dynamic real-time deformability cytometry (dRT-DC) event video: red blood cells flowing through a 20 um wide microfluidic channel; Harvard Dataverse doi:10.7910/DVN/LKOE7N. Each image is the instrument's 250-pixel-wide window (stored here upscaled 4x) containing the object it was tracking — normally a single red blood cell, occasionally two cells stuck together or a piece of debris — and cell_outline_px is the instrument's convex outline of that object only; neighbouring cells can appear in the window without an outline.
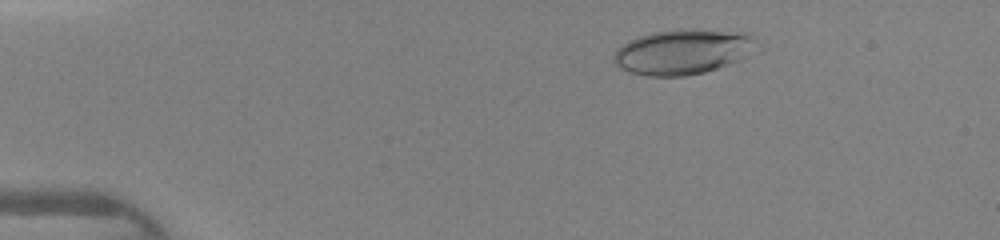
{"species": "human", "species_latin": "Homo sapiens", "temperature_condition": "warm", "stored_images_in_passage": 46, "camera_frame_rate_fps": 3000, "um_per_image_px": 0.085, "donor": {"sex": "female"}, "frame": {"image": 1, "passage_image": 8, "time_ms": 2.333, "image_size_px": [1000, 240], "cell_outline_px": [[764, 52], [704, 72], [684, 76], [648, 76], [632, 72], [620, 68], [612, 60], [616, 52], [628, 40], [652, 32], [676, 28], [700, 28], [748, 32], [756, 36], [764, 48]], "centroid_in_image_um": [58.26, 4.36], "position_along_channel_um": 26.7, "area_um2": 38.96}}
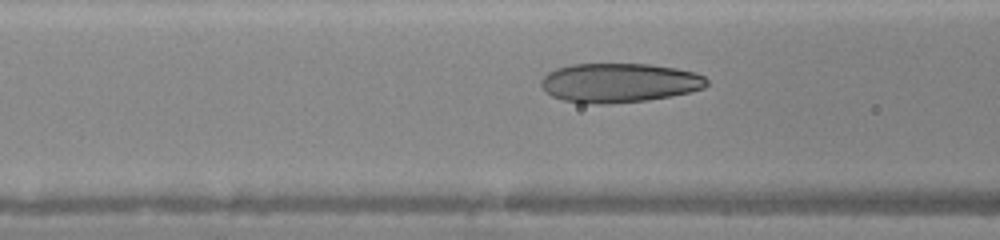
{"frame": {"image": 2, "passage_image": 19, "time_ms": 6.0, "image_size_px": [1000, 240], "cell_outline_px": [[708, 84], [704, 88], [672, 96], [648, 100], [608, 104], [580, 104], [564, 100], [552, 96], [540, 84], [540, 80], [548, 72], [556, 68], [572, 64], [648, 64], [676, 68], [696, 72], [704, 76], [708, 80]], "centroid_in_image_um": [52.64, 7.04], "position_along_channel_um": 114.0, "area_um2": 38.15}}
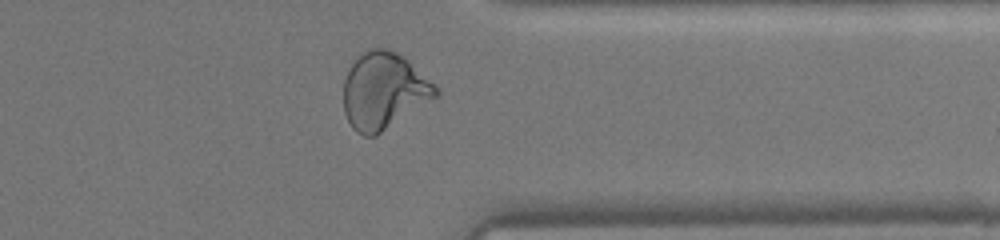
{"frame": {"image": 3, "passage_image": 37, "time_ms": 12.0, "image_size_px": [1000, 240], "cell_outline_px": [[440, 96], [376, 136], [364, 136], [356, 132], [352, 128], [344, 112], [344, 80], [352, 64], [368, 48], [388, 48], [396, 52], [408, 60], [440, 88]], "centroid_in_image_um": [32.67, 7.74], "position_along_channel_um": 378.7, "area_um2": 41.44}}